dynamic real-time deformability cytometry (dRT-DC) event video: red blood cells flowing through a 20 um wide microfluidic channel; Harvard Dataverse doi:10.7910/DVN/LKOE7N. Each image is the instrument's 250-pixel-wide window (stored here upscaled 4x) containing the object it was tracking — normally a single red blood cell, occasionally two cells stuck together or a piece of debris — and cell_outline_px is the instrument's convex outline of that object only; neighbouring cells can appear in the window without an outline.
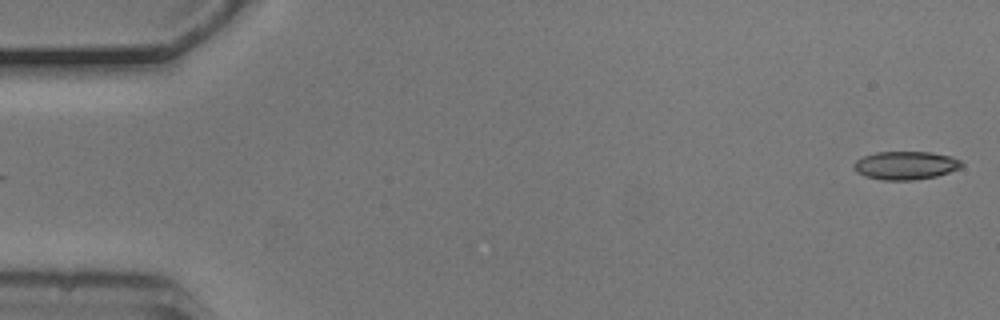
{"species": "common noctule bat (a hibernating species)", "species_latin": "Nyctalus noctula", "temperature_condition": "cold", "stored_images_in_passage": 2, "camera_frame_rate_fps": 3000, "um_per_image_px": 0.085, "animal": {"sex": "male", "body_mass_g": 20.5, "forearm_length_mm": 52.5}, "frame": {"image": 1, "passage_image": 2, "time_ms": 0.333, "image_size_px": [1000, 320], "cell_outline_px": [[964, 164], [960, 168], [936, 176], [912, 180], [884, 180], [864, 176], [856, 172], [852, 168], [852, 164], [856, 160], [864, 156], [876, 152], [932, 152], [952, 156], [960, 160]], "centroid_in_image_um": [76.95, 14.05], "position_along_channel_um": 8.0, "area_um2": 17.86}}